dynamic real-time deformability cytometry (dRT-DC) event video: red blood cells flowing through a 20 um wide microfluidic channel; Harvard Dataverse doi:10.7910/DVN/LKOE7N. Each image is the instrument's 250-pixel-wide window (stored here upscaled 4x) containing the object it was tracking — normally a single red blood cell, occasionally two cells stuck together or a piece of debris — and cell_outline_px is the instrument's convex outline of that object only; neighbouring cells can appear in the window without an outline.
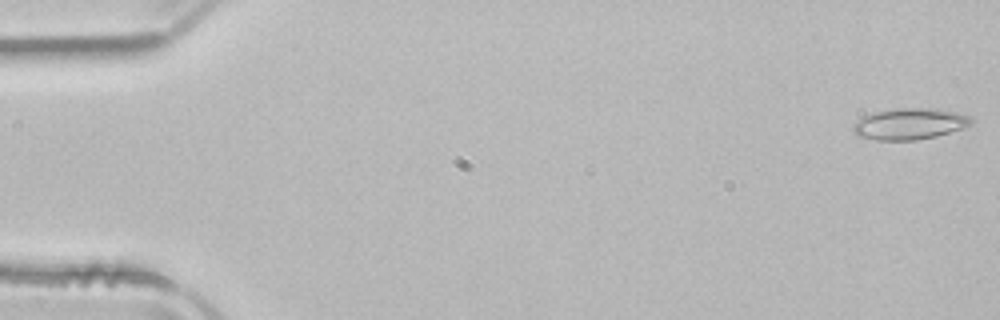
{"species": "common noctule bat (a hibernating species)", "species_latin": "Nyctalus noctula", "temperature_condition": "room temperature", "stored_images_in_passage": 9, "camera_frame_rate_fps": 3000, "um_per_image_px": 0.085, "animal": {"sex": "male", "body_mass_g": 21.5, "forearm_length_mm": 52.0}, "frame": {"image": 1, "passage_image": 1, "time_ms": 0.0, "image_size_px": [1000, 320], "cell_outline_px": [[972, 124], [936, 136], [916, 140], [876, 140], [856, 136], [852, 128], [864, 116], [876, 112], [896, 108], [940, 108], [972, 116]], "centroid_in_image_um": [77.34, 10.52], "position_along_channel_um": 7.7, "area_um2": 21.39}}